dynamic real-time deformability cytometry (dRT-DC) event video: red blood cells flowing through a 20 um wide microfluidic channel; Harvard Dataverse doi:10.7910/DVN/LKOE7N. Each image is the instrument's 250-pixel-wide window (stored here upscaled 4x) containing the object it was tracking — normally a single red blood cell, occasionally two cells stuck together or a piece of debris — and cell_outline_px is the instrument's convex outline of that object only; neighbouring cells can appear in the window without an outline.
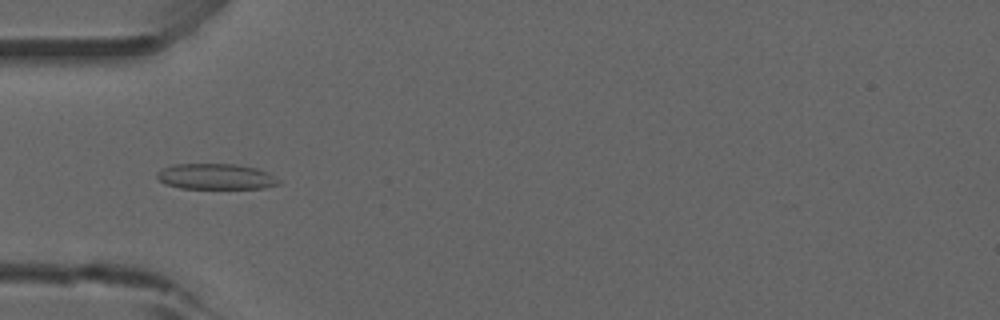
{"species": "common noctule bat (a hibernating species)", "species_latin": "Nyctalus noctula", "temperature_condition": "room temperature", "stored_images_in_passage": 52, "camera_frame_rate_fps": 3000, "um_per_image_px": 0.085, "animal": {"sex": "male", "forearm_length_mm": 52.5}, "frame": {"image": 1, "passage_image": 16, "time_ms": 5.0, "image_size_px": [1000, 320], "cell_outline_px": [[280, 184], [264, 188], [180, 188], [164, 184], [156, 176], [156, 172], [172, 164], [236, 164], [256, 168], [268, 172], [280, 180]], "centroid_in_image_um": [18.34, 15.0], "position_along_channel_um": 66.7, "area_um2": 18.26}, "authors_computed_cell_mechanics": {"area_um2": 17.1955, "velocity_mm_per_s": 3.9145, "shape_relaxation_time_tau1_ms": null, "shape_relaxation_time_tau2_ms": 1.8967, "deformation_change_tau1": null, "deformation_change_tau2": 0.076}}